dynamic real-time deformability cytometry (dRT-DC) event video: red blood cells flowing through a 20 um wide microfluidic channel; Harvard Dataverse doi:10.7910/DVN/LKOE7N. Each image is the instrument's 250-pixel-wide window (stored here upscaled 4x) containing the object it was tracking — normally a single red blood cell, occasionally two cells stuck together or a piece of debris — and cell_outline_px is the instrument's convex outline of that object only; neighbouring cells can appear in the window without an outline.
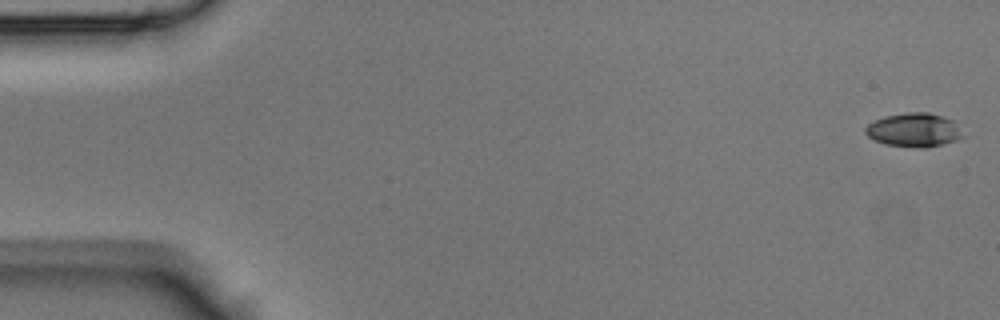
{"species": "Egyptian fruit bat (a non-hibernating species)", "species_latin": "Rousettus aegyptiacus", "temperature_condition": "room temperature", "stored_images_in_passage": 45, "camera_frame_rate_fps": 3000, "um_per_image_px": 0.085, "animal": {"sex": "male"}, "frame": {"image": 1, "passage_image": 1, "time_ms": 0.0, "image_size_px": [1000, 320], "cell_outline_px": [[964, 136], [956, 140], [924, 148], [920, 148], [884, 144], [872, 140], [864, 132], [864, 128], [868, 124], [884, 116], [908, 112], [928, 112], [944, 116], [952, 120]], "centroid_in_image_um": [77.64, 11.04], "position_along_channel_um": 7.4, "area_um2": 19.13}}
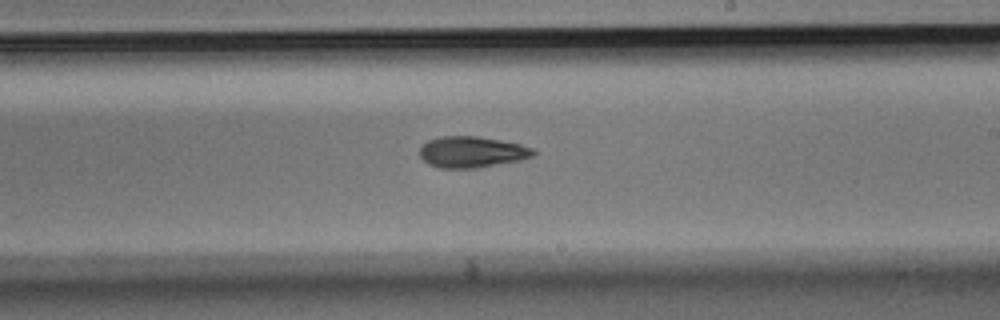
{"frame": {"image": 2, "passage_image": 28, "time_ms": 9.0, "image_size_px": [1000, 320], "cell_outline_px": [[536, 152], [532, 156], [520, 160], [476, 168], [440, 168], [428, 164], [420, 156], [420, 148], [428, 140], [440, 136], [476, 136], [500, 140], [520, 144], [532, 148]], "centroid_in_image_um": [40.09, 12.92], "position_along_channel_um": 248.9, "area_um2": 20.52}}
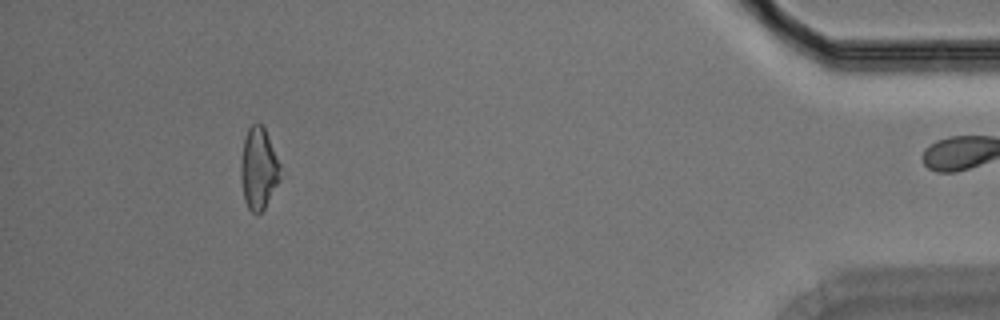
{"frame": {"image": 3, "passage_image": 44, "time_ms": 14.333, "image_size_px": [1000, 320], "cell_outline_px": [[280, 180], [264, 208], [256, 216], [248, 208], [244, 200], [240, 176], [240, 164], [244, 140], [248, 128], [252, 124], [260, 124], [264, 128], [280, 164]], "centroid_in_image_um": [21.96, 14.36], "position_along_channel_um": 413.2, "area_um2": 18.67}}